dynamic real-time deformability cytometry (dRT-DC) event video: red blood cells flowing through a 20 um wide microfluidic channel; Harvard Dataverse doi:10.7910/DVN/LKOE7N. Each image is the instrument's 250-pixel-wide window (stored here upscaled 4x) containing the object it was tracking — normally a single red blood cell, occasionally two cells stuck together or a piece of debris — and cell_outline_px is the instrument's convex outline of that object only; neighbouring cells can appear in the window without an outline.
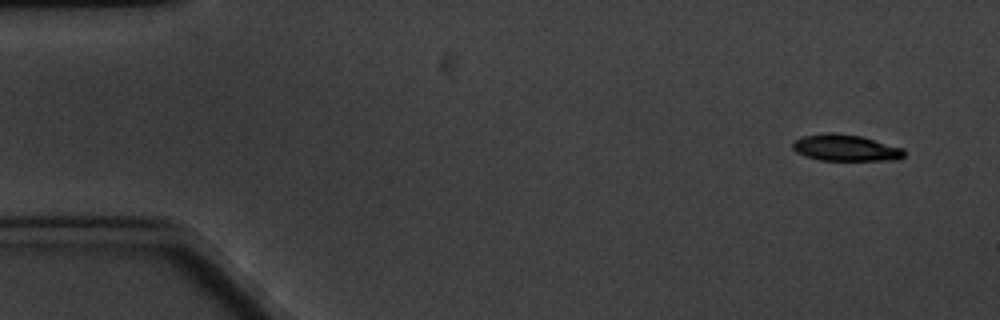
{"species": "common noctule bat (a hibernating species)", "species_latin": "Nyctalus noctula", "temperature_condition": "cold", "stored_images_in_passage": 6, "camera_frame_rate_fps": 3000, "um_per_image_px": 0.085, "animal": {"sex": "male", "body_mass_g": 20.1, "forearm_length_mm": 53.5}, "frame": {"image": 1, "passage_image": 1, "time_ms": 0.0, "image_size_px": [1000, 320], "cell_outline_px": [[904, 156], [896, 160], [820, 160], [804, 156], [796, 152], [792, 148], [792, 144], [796, 140], [804, 136], [824, 132], [836, 132], [860, 136], [904, 148]], "centroid_in_image_um": [71.86, 12.56], "position_along_channel_um": 13.1, "area_um2": 17.22}}
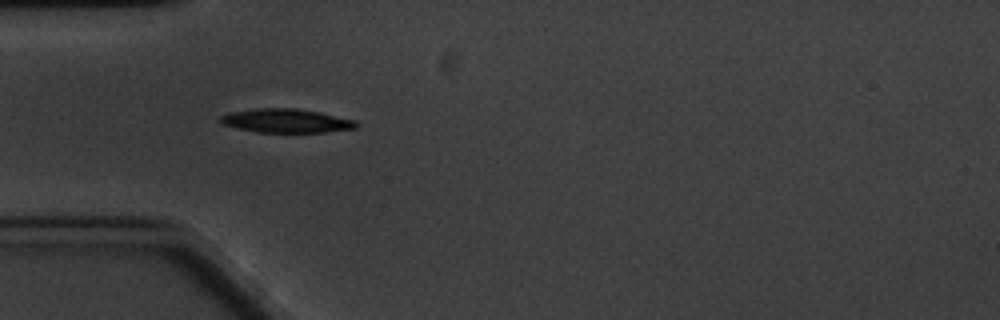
{"frame": {"image": 2, "passage_image": 5, "time_ms": 4.667, "image_size_px": [1000, 320], "cell_outline_px": [[356, 128], [324, 132], [256, 132], [224, 124], [220, 120], [220, 116], [232, 112], [256, 108], [296, 108], [320, 112], [356, 120]], "centroid_in_image_um": [24.35, 10.26], "position_along_channel_um": 60.6, "area_um2": 18.61}}